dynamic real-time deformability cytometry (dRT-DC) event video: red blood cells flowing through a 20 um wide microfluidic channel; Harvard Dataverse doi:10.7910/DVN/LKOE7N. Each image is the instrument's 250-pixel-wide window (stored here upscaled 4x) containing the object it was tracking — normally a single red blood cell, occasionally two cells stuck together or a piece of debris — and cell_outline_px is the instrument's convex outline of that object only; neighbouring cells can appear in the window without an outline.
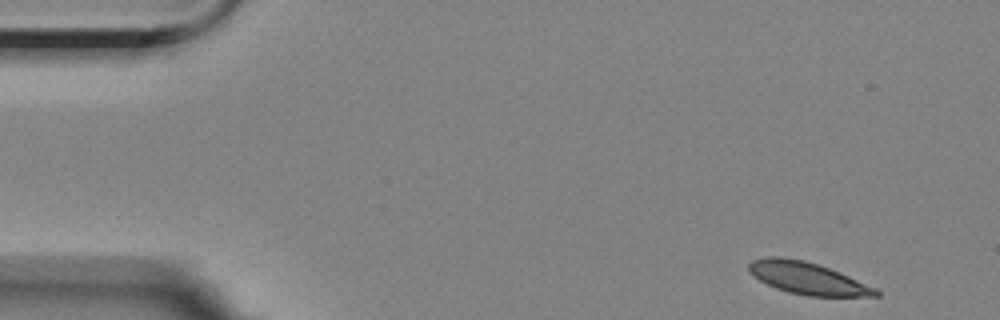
{"species": "Egyptian fruit bat (a non-hibernating species)", "species_latin": "Rousettus aegyptiacus", "temperature_condition": "room temperature", "stored_images_in_passage": 5, "segment_of_instrument_passage": [1, 2], "camera_frame_rate_fps": 3000, "um_per_image_px": 0.085, "animal": {"sex": "female"}, "frame": {"image": 1, "passage_image": 1, "time_ms": 0.0, "image_size_px": [1000, 320], "cell_outline_px": [[880, 296], [808, 296], [788, 292], [776, 288], [760, 280], [748, 272], [748, 264], [752, 260], [764, 256], [780, 256], [804, 260], [840, 272], [876, 288], [880, 292]], "centroid_in_image_um": [68.61, 23.64], "position_along_channel_um": 16.4, "area_um2": 23.7}}